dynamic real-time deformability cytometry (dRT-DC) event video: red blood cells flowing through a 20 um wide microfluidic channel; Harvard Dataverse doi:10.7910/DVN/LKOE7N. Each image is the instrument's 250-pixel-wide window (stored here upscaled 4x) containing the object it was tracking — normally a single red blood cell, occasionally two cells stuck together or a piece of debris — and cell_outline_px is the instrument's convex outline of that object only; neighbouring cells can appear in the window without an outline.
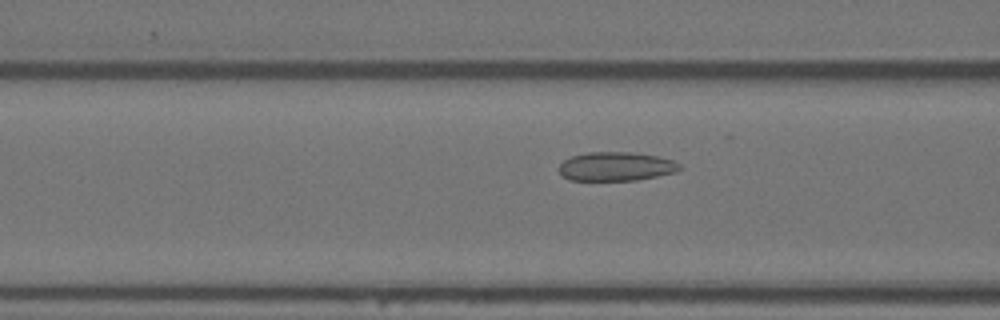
{"species": "Egyptian fruit bat (a non-hibernating species)", "species_latin": "Rousettus aegyptiacus", "temperature_condition": "warm", "stored_images_in_passage": 18, "camera_frame_rate_fps": 3000, "um_per_image_px": 0.085, "animal": {"sex": "female"}, "frame": {"image": 1, "passage_image": 6, "time_ms": 1.667, "image_size_px": [1000, 320], "cell_outline_px": [[684, 168], [676, 172], [636, 180], [568, 180], [560, 172], [560, 164], [564, 160], [572, 156], [588, 152], [632, 152], [656, 156], [672, 160], [680, 164]], "centroid_in_image_um": [52.39, 14.14], "position_along_channel_um": 114.2, "area_um2": 20.23}}
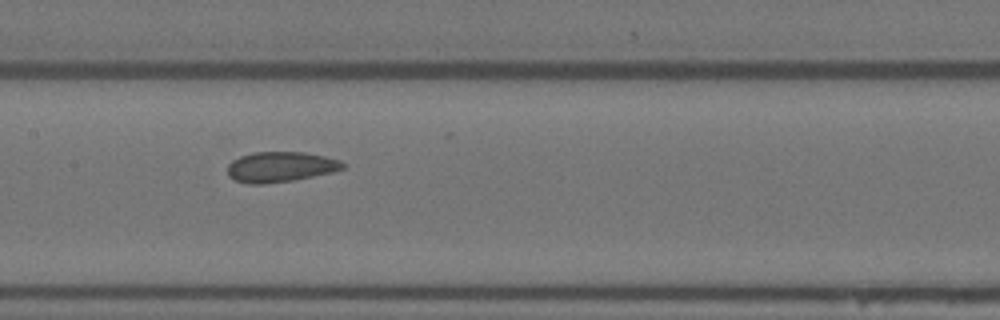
{"frame": {"image": 2, "passage_image": 12, "time_ms": 3.667, "image_size_px": [1000, 320], "cell_outline_px": [[344, 168], [332, 172], [292, 180], [264, 184], [248, 184], [236, 180], [228, 176], [228, 164], [232, 160], [240, 156], [252, 152], [304, 152], [324, 156], [340, 160], [344, 164]], "centroid_in_image_um": [23.81, 14.18], "position_along_channel_um": 183.6, "area_um2": 20.29}}
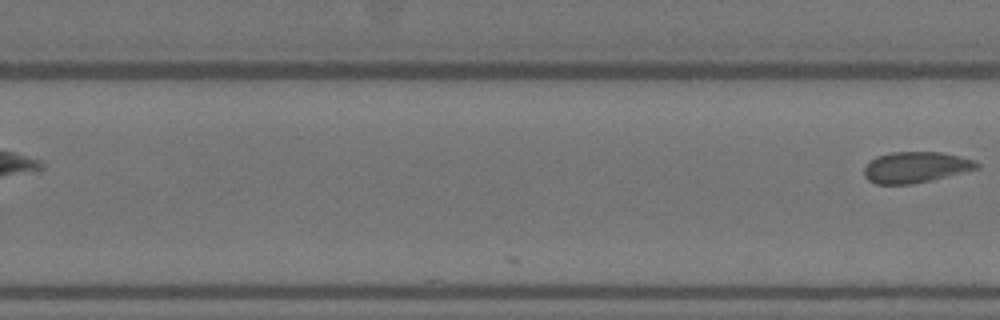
{"frame": {"image": 3, "passage_image": 18, "time_ms": 5.667, "image_size_px": [1000, 320], "cell_outline_px": [[980, 168], [912, 184], [876, 184], [868, 180], [864, 176], [864, 168], [876, 156], [892, 152], [940, 152], [960, 156], [976, 160], [980, 164]], "centroid_in_image_um": [77.84, 14.21], "position_along_channel_um": 252.0, "area_um2": 20.23}}